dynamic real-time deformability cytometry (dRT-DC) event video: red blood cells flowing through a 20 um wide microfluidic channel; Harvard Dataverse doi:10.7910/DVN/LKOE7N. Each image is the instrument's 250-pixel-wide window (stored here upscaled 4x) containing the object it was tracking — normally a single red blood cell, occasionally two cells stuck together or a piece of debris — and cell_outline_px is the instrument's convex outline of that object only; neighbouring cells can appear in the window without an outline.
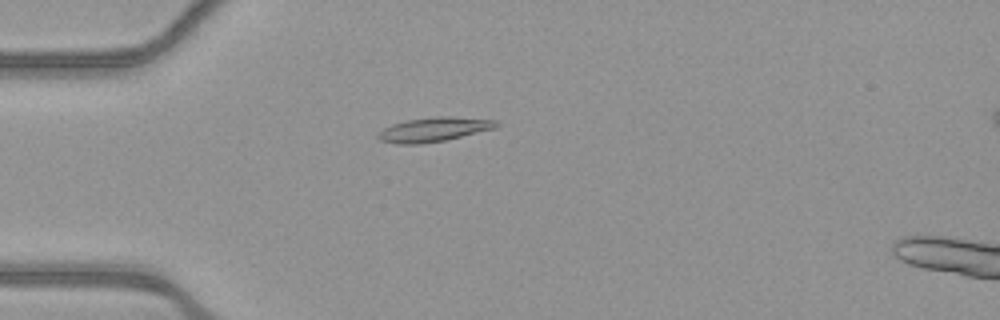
{"species": "common noctule bat (a hibernating species)", "species_latin": "Nyctalus noctula", "temperature_condition": "warm", "stored_images_in_passage": 48, "camera_frame_rate_fps": 3000, "um_per_image_px": 0.085, "animal": {"sex": "female", "body_mass_g": 21.9}, "frame": {"image": 1, "passage_image": 10, "time_ms": 3.0, "image_size_px": [1000, 320], "cell_outline_px": [[500, 124], [496, 128], [444, 140], [420, 144], [396, 144], [380, 140], [376, 136], [384, 128], [392, 124], [408, 120], [436, 116], [448, 116], [496, 120]], "centroid_in_image_um": [36.88, 11.0], "position_along_channel_um": 48.1, "area_um2": 16.59}}
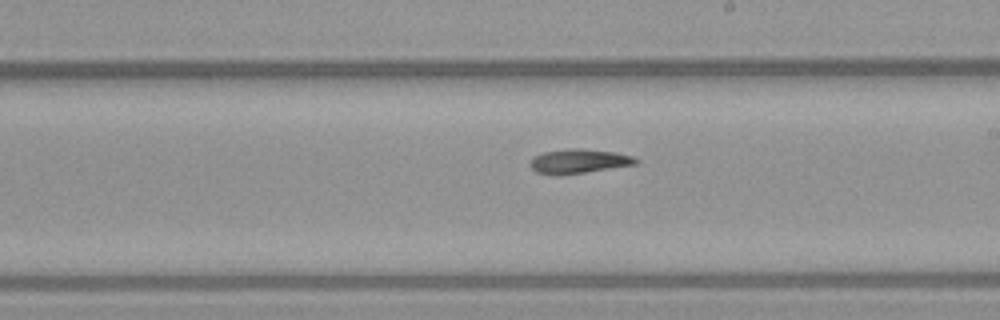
{"frame": {"image": 2, "passage_image": 26, "time_ms": 8.333, "image_size_px": [1000, 320], "cell_outline_px": [[640, 160], [636, 164], [560, 176], [536, 172], [528, 164], [532, 156], [544, 152], [580, 148], [612, 152], [632, 156]], "centroid_in_image_um": [49.15, 13.72], "position_along_channel_um": 239.9, "area_um2": 14.85}}
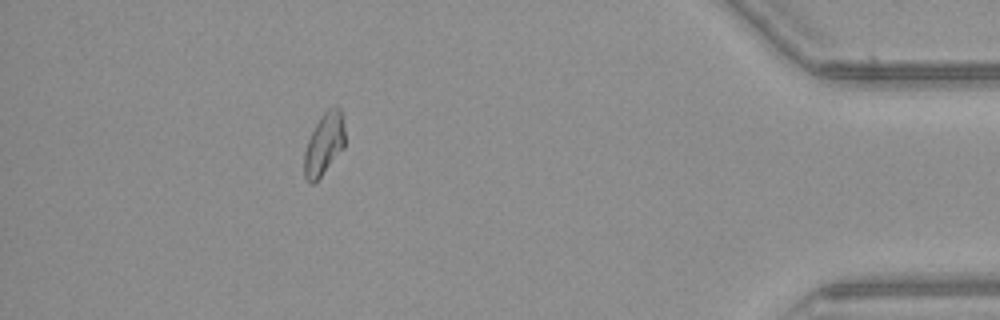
{"frame": {"image": 3, "passage_image": 43, "time_ms": 14.0, "image_size_px": [1000, 320], "cell_outline_px": [[344, 148], [320, 176], [312, 184], [304, 176], [304, 152], [308, 140], [320, 116], [328, 108], [340, 108], [344, 128]], "centroid_in_image_um": [27.54, 12.24], "position_along_channel_um": 407.7, "area_um2": 14.33}, "authors_computed_cell_mechanics": {"area_um2": 14.9702, "velocity_mm_per_s": 3.8884, "shape_relaxation_time_tau1_ms": null, "shape_relaxation_time_tau2_ms": 7.386, "deformation_change_tau1": null, "deformation_change_tau2": 0.1489}}